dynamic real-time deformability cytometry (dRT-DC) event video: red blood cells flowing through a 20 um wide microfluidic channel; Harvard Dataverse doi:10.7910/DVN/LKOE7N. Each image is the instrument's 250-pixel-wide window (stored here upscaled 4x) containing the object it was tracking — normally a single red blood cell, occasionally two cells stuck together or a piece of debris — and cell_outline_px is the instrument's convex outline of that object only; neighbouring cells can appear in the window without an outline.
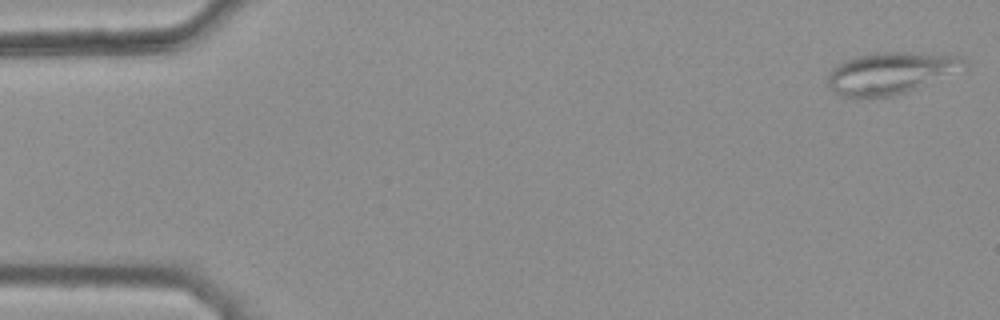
{"species": "common noctule bat (a hibernating species)", "species_latin": "Nyctalus noctula", "temperature_condition": "warm", "stored_images_in_passage": 46, "camera_frame_rate_fps": 3000, "um_per_image_px": 0.085, "animal": {"sex": "female", "body_mass_g": 25.1}, "frame": {"image": 1, "passage_image": 1, "time_ms": 0.0, "image_size_px": [1000, 320], "cell_outline_px": [[968, 72], [908, 92], [892, 96], [856, 100], [840, 96], [832, 92], [828, 88], [828, 72], [832, 68], [844, 60], [876, 52], [920, 52], [964, 56], [968, 64]], "centroid_in_image_um": [75.84, 6.25], "position_along_channel_um": 9.2, "area_um2": 35.32}}
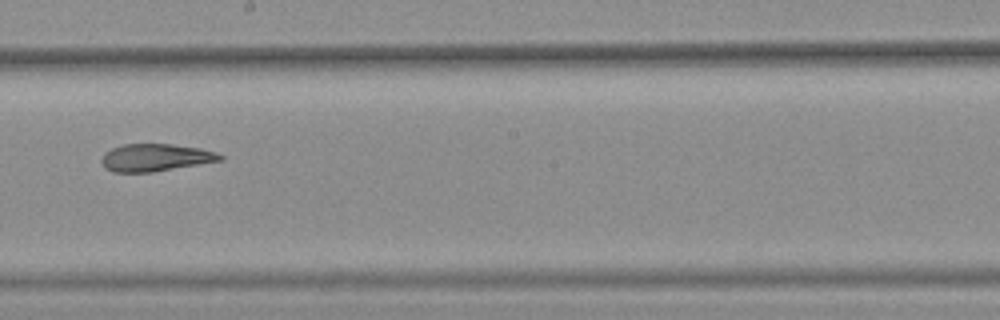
{"frame": {"image": 2, "passage_image": 29, "time_ms": 9.333, "image_size_px": [1000, 320], "cell_outline_px": [[224, 160], [152, 172], [112, 172], [104, 168], [100, 160], [104, 152], [112, 148], [124, 144], [172, 144], [200, 148], [216, 152], [224, 156]], "centroid_in_image_um": [13.2, 13.39], "position_along_channel_um": 235.0, "area_um2": 19.07}}
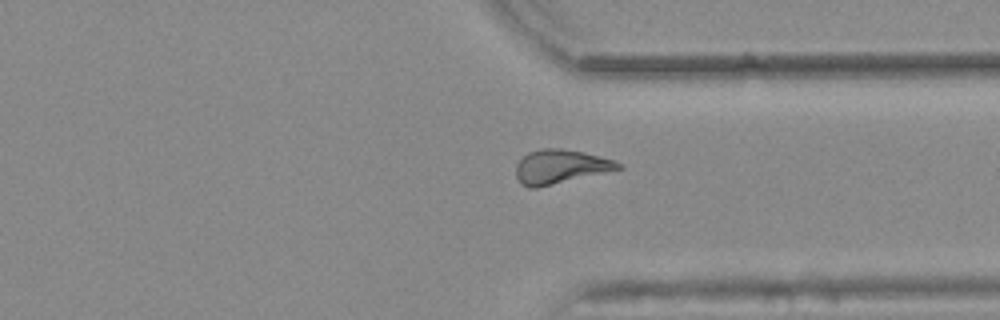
{"frame": {"image": 3, "passage_image": 39, "time_ms": 12.667, "image_size_px": [1000, 320], "cell_outline_px": [[624, 168], [536, 188], [528, 188], [520, 184], [516, 176], [516, 164], [528, 152], [544, 148], [560, 148], [584, 152], [612, 160], [624, 164]], "centroid_in_image_um": [47.62, 14.17], "position_along_channel_um": 363.8, "area_um2": 20.23}, "authors_computed_cell_mechanics": {"area_um2": 20.2878, "velocity_mm_per_s": 3.8533, "shape_relaxation_time_tau1_ms": null, "shape_relaxation_time_tau2_ms": 3.3381, "deformation_change_tau1": null, "deformation_change_tau2": 0.1133}}